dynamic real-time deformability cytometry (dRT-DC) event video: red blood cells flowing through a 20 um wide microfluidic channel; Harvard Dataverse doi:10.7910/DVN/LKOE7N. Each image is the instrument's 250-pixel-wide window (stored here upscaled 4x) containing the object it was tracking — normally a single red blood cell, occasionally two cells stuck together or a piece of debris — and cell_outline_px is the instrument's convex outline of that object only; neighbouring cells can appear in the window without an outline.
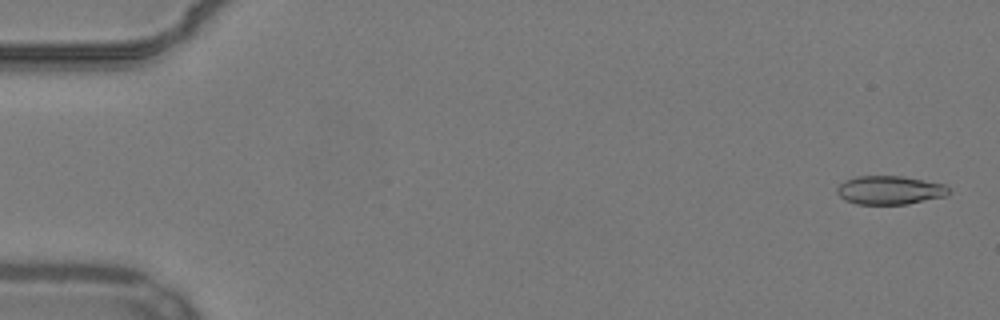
{"species": "common noctule bat (a hibernating species)", "species_latin": "Nyctalus noctula", "temperature_condition": "warm", "stored_images_in_passage": 54, "camera_frame_rate_fps": 3000, "um_per_image_px": 0.085, "animal": {"sex": "male", "body_mass_g": 19.2, "forearm_length_mm": 51.8}, "frame": {"image": 1, "passage_image": 2, "time_ms": 0.333, "image_size_px": [1000, 320], "cell_outline_px": [[948, 196], [908, 204], [856, 204], [844, 200], [836, 192], [836, 188], [844, 180], [856, 176], [904, 176], [944, 184], [948, 188]], "centroid_in_image_um": [75.61, 16.16], "position_along_channel_um": 9.4, "area_um2": 18.79}}
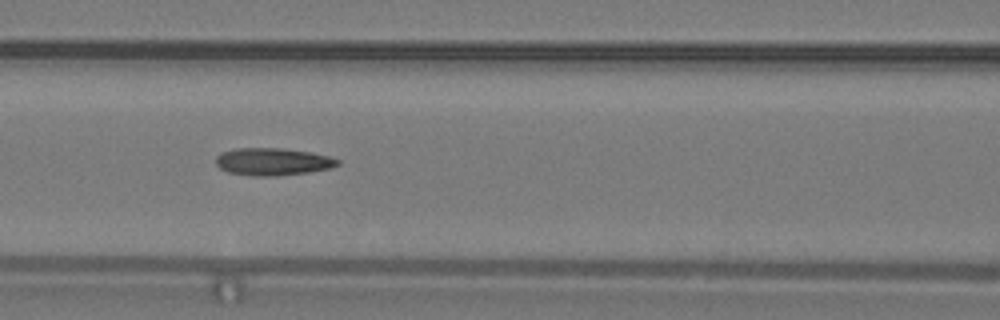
{"frame": {"image": 2, "passage_image": 24, "time_ms": 7.667, "image_size_px": [1000, 320], "cell_outline_px": [[340, 164], [328, 168], [308, 172], [276, 176], [252, 176], [228, 172], [220, 168], [216, 164], [216, 156], [220, 152], [236, 148], [280, 148], [312, 152], [332, 156], [340, 160]], "centroid_in_image_um": [23.18, 13.73], "position_along_channel_um": 143.4, "area_um2": 19.59}}
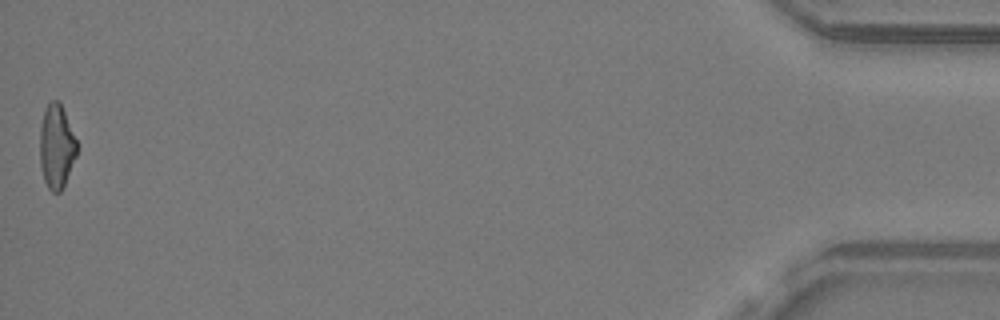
{"frame": {"image": 3, "passage_image": 54, "time_ms": 17.667, "image_size_px": [1000, 320], "cell_outline_px": [[76, 156], [64, 184], [60, 192], [52, 192], [48, 188], [44, 180], [40, 164], [40, 128], [44, 108], [52, 100], [60, 100], [76, 140]], "centroid_in_image_um": [4.78, 12.42], "position_along_channel_um": 430.4, "area_um2": 17.98}, "authors_computed_cell_mechanics": {"area_um2": 18.9006, "velocity_mm_per_s": 3.8611, "shape_relaxation_time_tau1_ms": null, "shape_relaxation_time_tau2_ms": 4.3496, "deformation_change_tau1": null, "deformation_change_tau2": 0.1383}}